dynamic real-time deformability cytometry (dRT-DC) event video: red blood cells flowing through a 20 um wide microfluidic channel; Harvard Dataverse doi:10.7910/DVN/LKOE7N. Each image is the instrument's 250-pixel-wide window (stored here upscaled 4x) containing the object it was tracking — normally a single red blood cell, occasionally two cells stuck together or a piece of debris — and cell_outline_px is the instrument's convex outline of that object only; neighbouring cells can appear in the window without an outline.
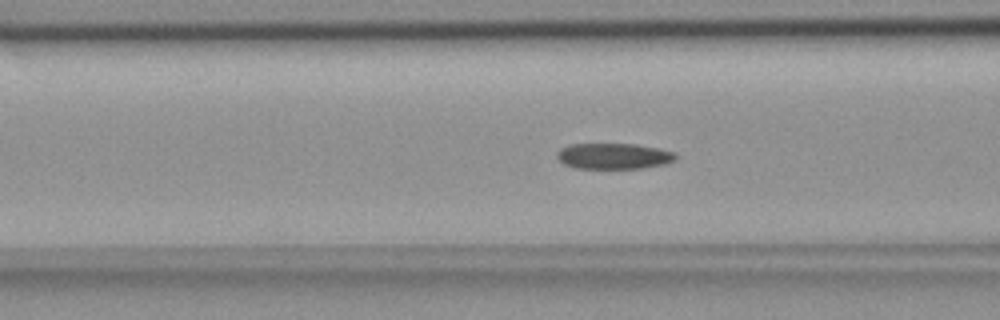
{"species": "common noctule bat (a hibernating species)", "species_latin": "Nyctalus noctula", "temperature_condition": "room temperature", "stored_images_in_passage": 56, "camera_frame_rate_fps": 3000, "um_per_image_px": 0.085, "animal": {"sex": "female", "body_mass_g": 18.4}, "frame": {"image": 1, "passage_image": 22, "time_ms": 7.0, "image_size_px": [1000, 320], "cell_outline_px": [[676, 160], [664, 164], [640, 168], [576, 168], [564, 164], [556, 156], [556, 152], [560, 148], [568, 144], [636, 144], [660, 148], [676, 152]], "centroid_in_image_um": [52.17, 13.25], "position_along_channel_um": 114.4, "area_um2": 17.98}}
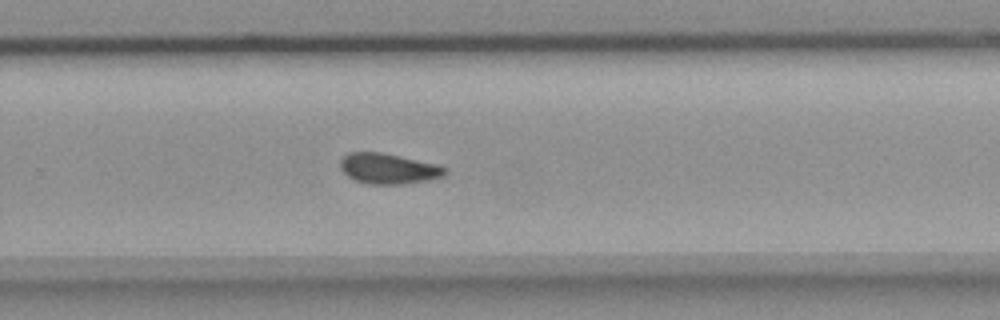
{"frame": {"image": 2, "passage_image": 37, "time_ms": 12.0, "image_size_px": [1000, 320], "cell_outline_px": [[448, 172], [444, 176], [428, 180], [404, 184], [368, 184], [356, 180], [348, 176], [340, 168], [340, 160], [348, 152], [380, 152], [436, 164], [448, 168]], "centroid_in_image_um": [33.02, 14.34], "position_along_channel_um": 296.8, "area_um2": 18.55}}
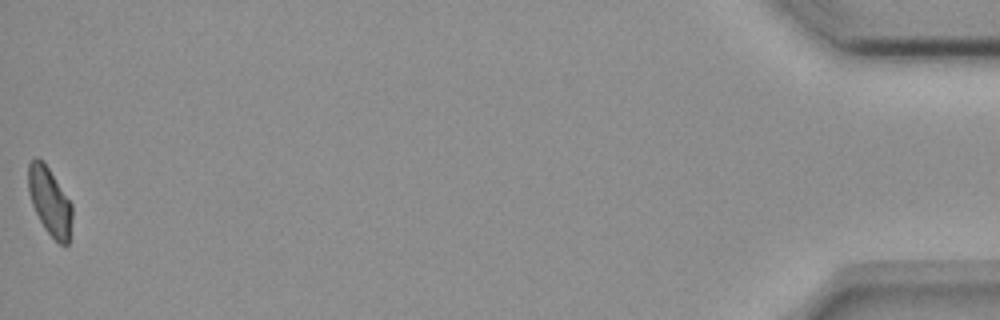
{"frame": {"image": 3, "passage_image": 56, "time_ms": 18.333, "image_size_px": [1000, 320], "cell_outline_px": [[72, 216], [68, 244], [60, 244], [44, 228], [32, 204], [28, 192], [28, 164], [36, 156], [48, 168], [72, 204]], "centroid_in_image_um": [4.22, 17.12], "position_along_channel_um": 431.0, "area_um2": 16.94}, "authors_computed_cell_mechanics": {"area_um2": 18.2937, "velocity_mm_per_s": 3.6625, "shape_relaxation_time_tau1_ms": null, "shape_relaxation_time_tau2_ms": 4.0693, "deformation_change_tau1": null, "deformation_change_tau2": 0.0849}}